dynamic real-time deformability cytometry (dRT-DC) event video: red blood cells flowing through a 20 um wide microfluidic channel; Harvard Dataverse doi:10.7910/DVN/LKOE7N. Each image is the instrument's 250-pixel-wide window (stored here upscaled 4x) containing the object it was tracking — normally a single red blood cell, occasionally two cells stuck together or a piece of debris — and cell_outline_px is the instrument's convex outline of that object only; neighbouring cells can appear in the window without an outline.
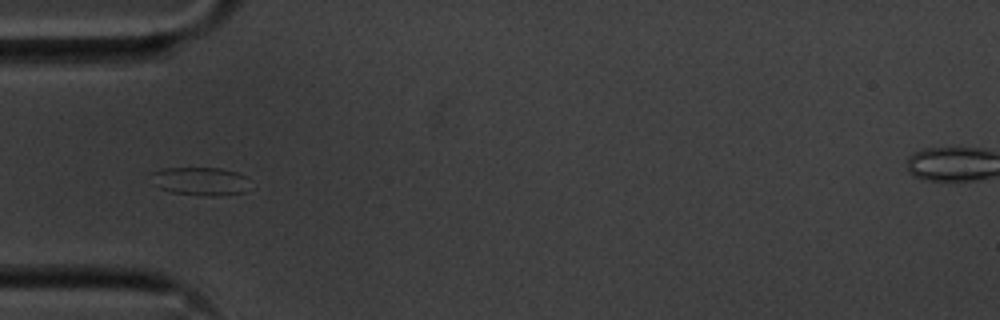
{"species": "common noctule bat (a hibernating species)", "species_latin": "Nyctalus noctula", "temperature_condition": "cold", "stored_images_in_passage": 18, "camera_frame_rate_fps": 3000, "um_per_image_px": 0.085, "animal": {"sex": "male", "body_mass_g": 20.1, "forearm_length_mm": 53.5}, "frame": {"image": 1, "passage_image": 1, "time_ms": 0.0, "image_size_px": [1000, 320], "cell_outline_px": [[248, 176], [244, 192], [216, 196], [208, 196], [172, 192], [160, 188], [152, 184], [152, 172], [164, 168], [220, 168], [236, 172]], "centroid_in_image_um": [17.0, 15.4], "position_along_channel_um": 68.0, "area_um2": 16.13}}